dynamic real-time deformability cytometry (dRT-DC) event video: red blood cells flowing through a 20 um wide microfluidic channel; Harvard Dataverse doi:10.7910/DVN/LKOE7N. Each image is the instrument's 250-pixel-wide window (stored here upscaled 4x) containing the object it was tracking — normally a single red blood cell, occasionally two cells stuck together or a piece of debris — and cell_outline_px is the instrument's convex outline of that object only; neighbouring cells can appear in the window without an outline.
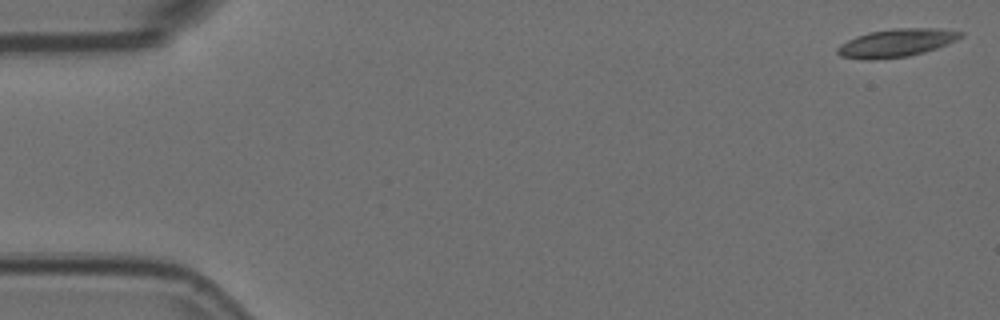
{"species": "Egyptian fruit bat (a non-hibernating species)", "species_latin": "Rousettus aegyptiacus", "temperature_condition": "room temperature", "stored_images_in_passage": 7, "camera_frame_rate_fps": 3000, "um_per_image_px": 0.085, "animal": {"sex": "female"}, "frame": {"image": 1, "passage_image": 1, "time_ms": 0.0, "image_size_px": [1000, 320], "cell_outline_px": [[964, 36], [948, 44], [924, 52], [908, 56], [872, 60], [864, 60], [840, 56], [836, 52], [836, 48], [840, 44], [856, 36], [868, 32], [896, 28], [940, 28], [964, 32]], "centroid_in_image_um": [76.19, 3.64], "position_along_channel_um": 8.8, "area_um2": 20.29}}
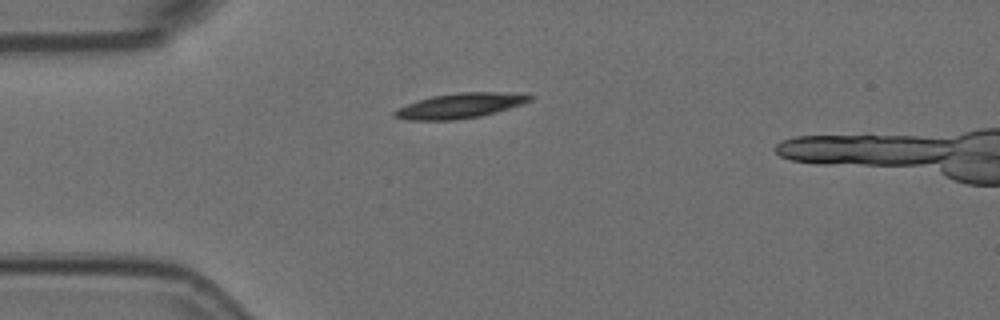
{"frame": {"image": 2, "passage_image": 5, "time_ms": 1.333, "image_size_px": [1000, 320], "cell_outline_px": [[536, 96], [532, 100], [496, 112], [480, 116], [456, 120], [408, 120], [392, 116], [392, 112], [396, 108], [432, 96], [460, 92], [508, 92]], "centroid_in_image_um": [39.09, 8.98], "position_along_channel_um": 45.9, "area_um2": 19.65}}
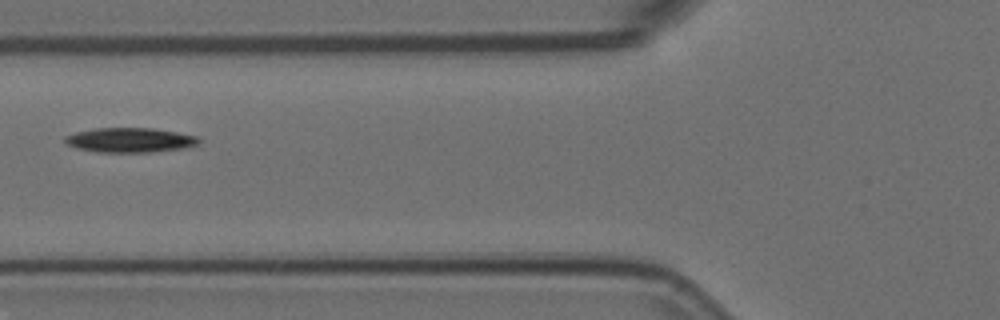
{"frame": {"image": 3, "passage_image": 7, "time_ms": 2.0, "image_size_px": [1000, 320], "cell_outline_px": [[200, 140], [196, 144], [184, 148], [148, 152], [96, 152], [76, 148], [68, 144], [64, 140], [64, 136], [76, 132], [96, 128], [152, 128], [200, 136]], "centroid_in_image_um": [11.04, 11.9], "position_along_channel_um": 114.8, "area_um2": 19.13}}